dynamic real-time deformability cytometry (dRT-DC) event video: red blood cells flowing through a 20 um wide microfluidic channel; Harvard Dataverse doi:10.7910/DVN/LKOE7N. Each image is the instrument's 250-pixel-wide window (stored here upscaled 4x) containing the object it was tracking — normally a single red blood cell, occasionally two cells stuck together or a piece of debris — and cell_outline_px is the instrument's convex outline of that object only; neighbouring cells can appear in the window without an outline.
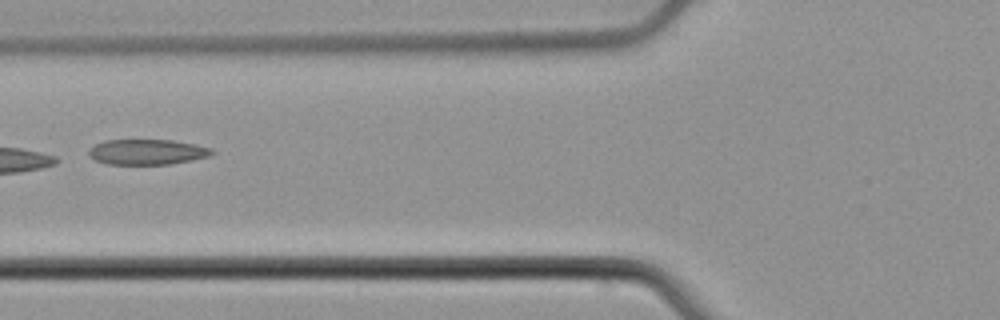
{"species": "common noctule bat (a hibernating species)", "species_latin": "Nyctalus noctula", "temperature_condition": "cold", "stored_images_in_passage": 3, "camera_frame_rate_fps": 3000, "um_per_image_px": 0.085, "animal": {"sex": "male", "body_mass_g": 21.5, "forearm_length_mm": 52.0}, "frame": {"image": 1, "passage_image": 3, "time_ms": 0.667, "image_size_px": [1000, 320], "cell_outline_px": [[216, 152], [212, 156], [192, 160], [168, 164], [108, 164], [92, 160], [88, 156], [88, 148], [104, 140], [172, 140], [196, 144], [212, 148]], "centroid_in_image_um": [12.51, 12.91], "position_along_channel_um": 113.3, "area_um2": 18.5}}